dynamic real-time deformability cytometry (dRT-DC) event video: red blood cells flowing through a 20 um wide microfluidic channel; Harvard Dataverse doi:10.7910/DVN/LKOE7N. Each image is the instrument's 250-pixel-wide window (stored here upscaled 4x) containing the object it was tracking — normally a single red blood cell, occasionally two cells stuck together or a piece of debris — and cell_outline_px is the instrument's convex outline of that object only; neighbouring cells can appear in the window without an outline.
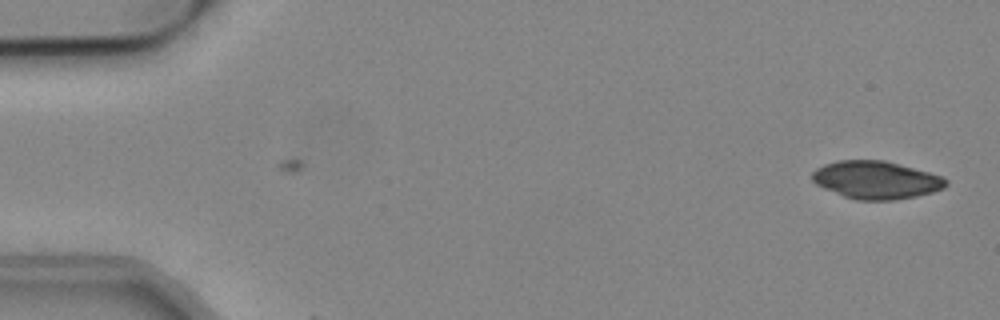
{"species": "common noctule bat (a hibernating species)", "species_latin": "Nyctalus noctula", "temperature_condition": "cold", "stored_images_in_passage": 2, "camera_frame_rate_fps": 3000, "um_per_image_px": 0.085, "animal": {"sex": "male", "body_mass_g": 19.2, "forearm_length_mm": 51.8}, "frame": {"image": 1, "passage_image": 1, "time_ms": 0.0, "image_size_px": [1000, 320], "cell_outline_px": [[948, 184], [944, 188], [932, 192], [916, 196], [892, 200], [856, 200], [844, 196], [824, 188], [816, 184], [812, 180], [812, 172], [816, 168], [824, 164], [836, 160], [884, 160], [944, 176], [948, 180]], "centroid_in_image_um": [74.48, 15.29], "position_along_channel_um": 10.5, "area_um2": 29.54}}